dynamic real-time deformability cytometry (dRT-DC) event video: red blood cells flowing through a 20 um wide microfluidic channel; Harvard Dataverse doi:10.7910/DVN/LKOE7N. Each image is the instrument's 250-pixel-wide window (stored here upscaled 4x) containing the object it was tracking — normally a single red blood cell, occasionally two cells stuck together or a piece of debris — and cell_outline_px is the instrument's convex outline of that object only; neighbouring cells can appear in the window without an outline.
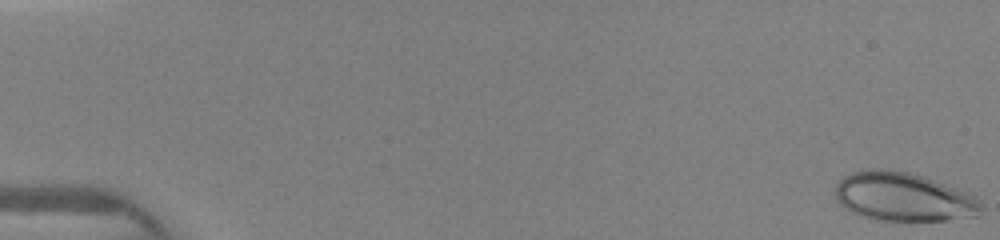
{"species": "human", "species_latin": "Homo sapiens", "temperature_condition": "warm", "stored_images_in_passage": 16, "camera_frame_rate_fps": 3000, "um_per_image_px": 0.085, "donor": {"sex": "female"}, "frame": {"image": 1, "passage_image": 1, "time_ms": 0.0, "image_size_px": [1000, 240], "cell_outline_px": [[984, 208], [980, 216], [944, 220], [872, 220], [860, 216], [852, 212], [840, 204], [836, 200], [836, 184], [844, 176], [852, 172], [872, 168], [884, 168], [908, 172], [968, 192], [976, 196], [984, 204]], "centroid_in_image_um": [76.81, 16.74], "position_along_channel_um": 8.2, "area_um2": 41.67}}